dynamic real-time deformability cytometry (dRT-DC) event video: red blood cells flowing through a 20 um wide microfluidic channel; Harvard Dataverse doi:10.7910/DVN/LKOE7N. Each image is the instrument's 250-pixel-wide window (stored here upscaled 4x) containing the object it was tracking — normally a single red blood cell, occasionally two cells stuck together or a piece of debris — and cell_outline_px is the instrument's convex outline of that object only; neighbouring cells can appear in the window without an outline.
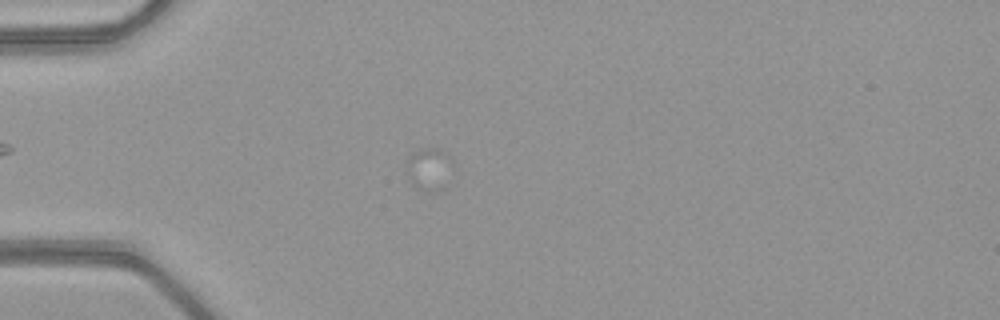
{"species": "common noctule bat (a hibernating species)", "species_latin": "Nyctalus noctula", "temperature_condition": "warm", "stored_images_in_passage": 17, "camera_frame_rate_fps": 3000, "um_per_image_px": 0.085, "animal": {"sex": "female", "body_mass_g": 21.9}, "frame": {"image": 1, "passage_image": 17, "time_ms": 5.333, "image_size_px": [1000, 320], "cell_outline_px": [[452, 160], [444, 188], [436, 192], [424, 192], [416, 188], [408, 180], [408, 156], [412, 152], [420, 148], [440, 148], [448, 152]], "centroid_in_image_um": [36.46, 14.36], "position_along_channel_um": 48.5, "area_um2": 11.62}}